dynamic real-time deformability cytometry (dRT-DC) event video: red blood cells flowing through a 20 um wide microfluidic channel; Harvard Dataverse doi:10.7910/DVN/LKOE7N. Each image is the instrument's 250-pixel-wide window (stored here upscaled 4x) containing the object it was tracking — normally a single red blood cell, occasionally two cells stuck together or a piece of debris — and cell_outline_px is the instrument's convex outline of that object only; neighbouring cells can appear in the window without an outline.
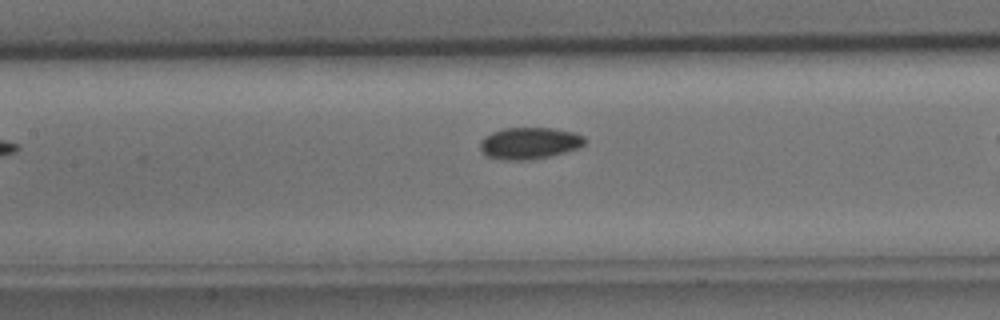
{"species": "common noctule bat (a hibernating species)", "species_latin": "Nyctalus noctula", "temperature_condition": "cold", "stored_images_in_passage": 21, "camera_frame_rate_fps": 3000, "um_per_image_px": 0.085, "animal": {"sex": "male", "body_mass_g": 15.6}, "frame": {"image": 1, "passage_image": 7, "time_ms": 2.0, "image_size_px": [1000, 320], "cell_outline_px": [[584, 144], [580, 148], [532, 160], [500, 160], [488, 156], [480, 148], [480, 140], [484, 136], [492, 132], [504, 128], [552, 128], [572, 132], [584, 136]], "centroid_in_image_um": [44.98, 12.17], "position_along_channel_um": 162.4, "area_um2": 19.31}}
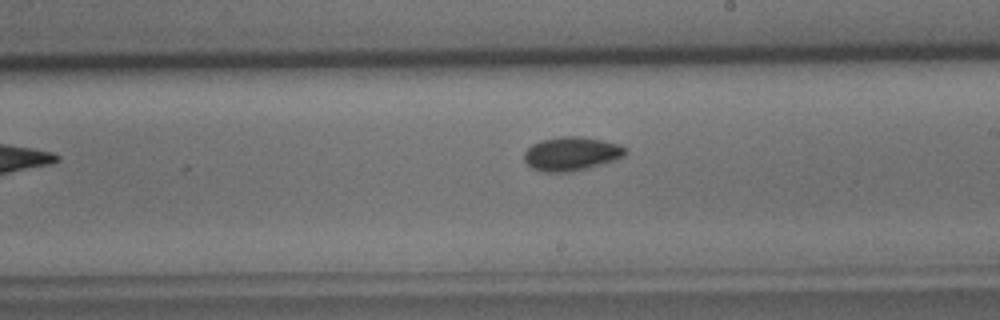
{"frame": {"image": 2, "passage_image": 12, "time_ms": 3.667, "image_size_px": [1000, 320], "cell_outline_px": [[628, 152], [624, 156], [616, 160], [588, 168], [572, 172], [540, 172], [532, 168], [524, 160], [524, 152], [532, 144], [540, 140], [560, 136], [580, 136], [620, 144], [628, 148]], "centroid_in_image_um": [48.59, 13.07], "position_along_channel_um": 240.4, "area_um2": 20.23}}
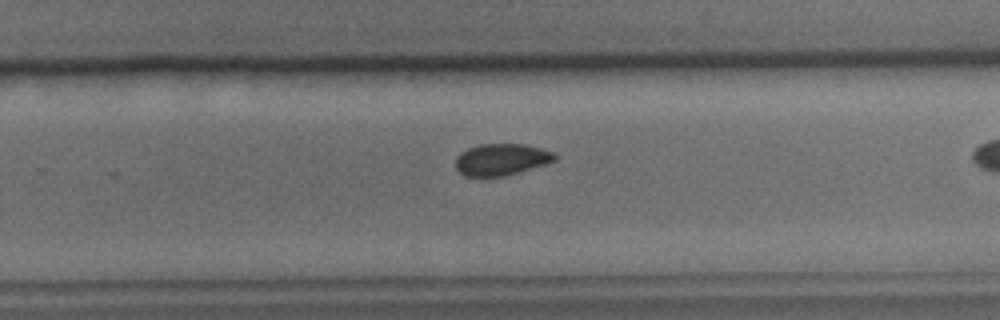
{"frame": {"image": 3, "passage_image": 15, "time_ms": 4.667, "image_size_px": [1000, 320], "cell_outline_px": [[556, 160], [544, 164], [504, 176], [464, 176], [456, 168], [456, 156], [460, 152], [468, 148], [480, 144], [524, 144], [540, 148], [552, 152], [556, 156]], "centroid_in_image_um": [42.57, 13.55], "position_along_channel_um": 287.2, "area_um2": 18.09}}